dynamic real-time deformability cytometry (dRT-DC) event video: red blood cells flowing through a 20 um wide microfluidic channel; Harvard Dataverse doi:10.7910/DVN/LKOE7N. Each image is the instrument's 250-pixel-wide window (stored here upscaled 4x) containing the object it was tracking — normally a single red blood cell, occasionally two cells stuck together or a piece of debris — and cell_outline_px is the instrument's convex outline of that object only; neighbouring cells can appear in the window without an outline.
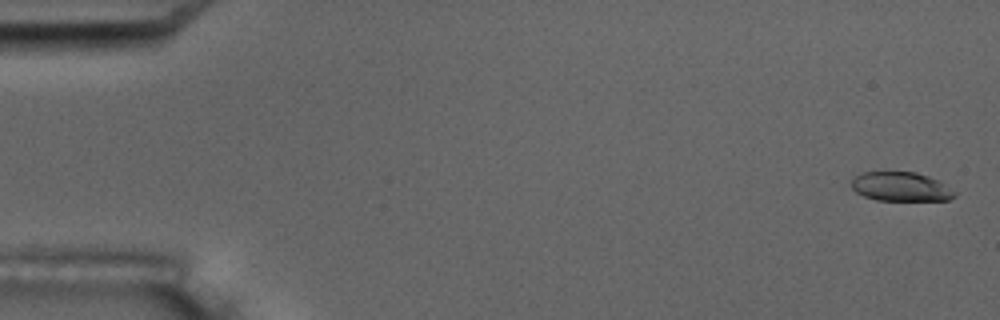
{"species": "common noctule bat (a hibernating species)", "species_latin": "Nyctalus noctula", "temperature_condition": "room temperature", "stored_images_in_passage": 5, "camera_frame_rate_fps": 3000, "um_per_image_px": 0.085, "animal": {"sex": "male", "body_mass_g": 17.5, "forearm_length_mm": 52.3}, "frame": {"image": 1, "passage_image": 1, "time_ms": 0.0, "image_size_px": [1000, 320], "cell_outline_px": [[956, 196], [948, 200], [876, 200], [864, 196], [856, 192], [852, 188], [852, 180], [856, 176], [864, 172], [916, 172], [940, 180], [956, 192]], "centroid_in_image_um": [76.61, 15.87], "position_along_channel_um": 8.4, "area_um2": 17.51}}
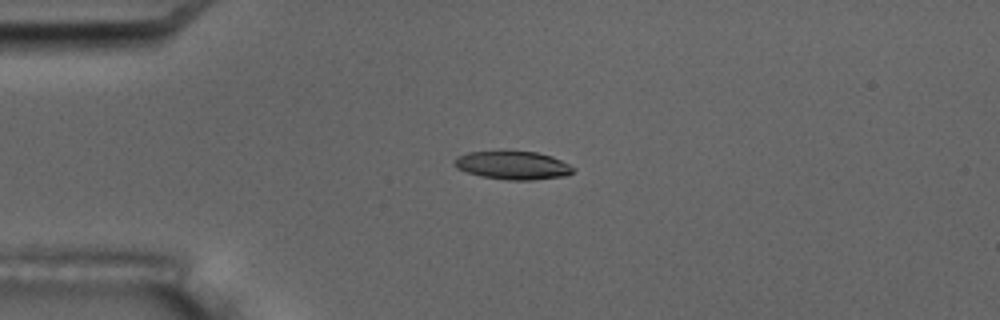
{"frame": {"image": 2, "passage_image": 4, "time_ms": 4.333, "image_size_px": [1000, 320], "cell_outline_px": [[576, 168], [568, 176], [532, 180], [508, 180], [480, 176], [456, 168], [452, 164], [460, 156], [468, 152], [536, 152], [552, 156]], "centroid_in_image_um": [43.63, 14.07], "position_along_channel_um": 41.4, "area_um2": 19.36}}